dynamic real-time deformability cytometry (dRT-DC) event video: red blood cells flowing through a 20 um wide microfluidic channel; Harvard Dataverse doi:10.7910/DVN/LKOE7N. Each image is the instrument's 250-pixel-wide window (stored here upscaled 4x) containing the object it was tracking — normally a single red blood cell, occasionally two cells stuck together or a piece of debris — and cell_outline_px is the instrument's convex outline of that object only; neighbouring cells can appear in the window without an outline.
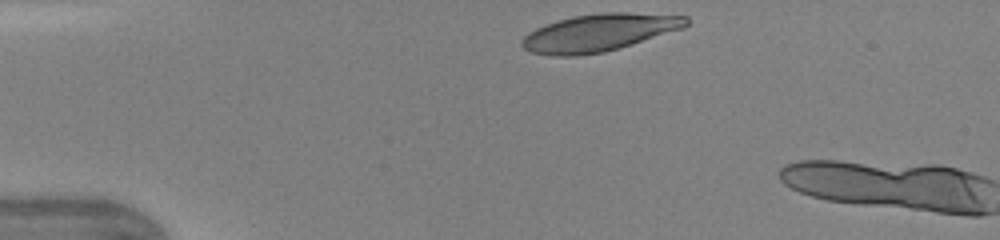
{"species": "human", "species_latin": "Homo sapiens", "temperature_condition": "warm", "stored_images_in_passage": 3, "camera_frame_rate_fps": 3000, "um_per_image_px": 0.085, "donor": {"sex": "female"}, "frame": {"image": 1, "passage_image": 1, "time_ms": 0.0, "image_size_px": [1000, 240], "cell_outline_px": [[688, 24], [684, 28], [632, 44], [604, 52], [576, 56], [556, 56], [532, 52], [524, 48], [520, 44], [520, 40], [528, 32], [536, 28], [572, 16], [604, 12], [628, 12], [688, 16]], "centroid_in_image_um": [50.93, 2.77], "position_along_channel_um": 34.1, "area_um2": 35.66}}